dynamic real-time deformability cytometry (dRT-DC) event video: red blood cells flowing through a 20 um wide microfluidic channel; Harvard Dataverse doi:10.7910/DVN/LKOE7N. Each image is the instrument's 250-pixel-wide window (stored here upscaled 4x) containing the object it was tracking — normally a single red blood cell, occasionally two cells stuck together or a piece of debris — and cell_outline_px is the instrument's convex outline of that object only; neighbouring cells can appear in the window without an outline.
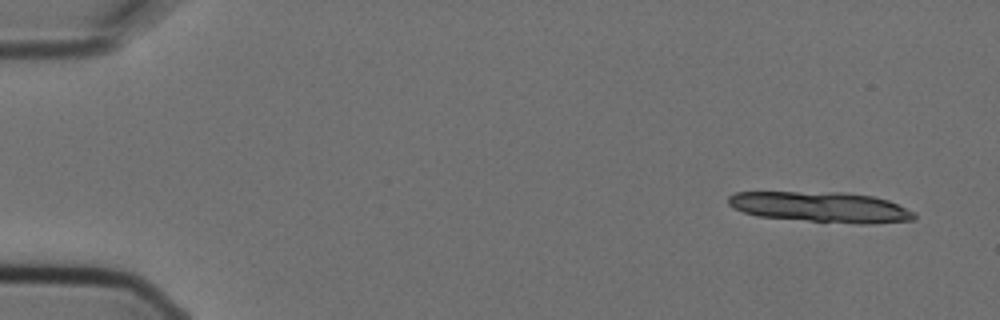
{"species": "Egyptian fruit bat (a non-hibernating species)", "species_latin": "Rousettus aegyptiacus", "temperature_condition": "cold", "stored_images_in_passage": 5, "segment_of_instrument_passage": [1, 2], "camera_frame_rate_fps": 3000, "um_per_image_px": 0.085, "animal": {"sex": "female"}, "frame": {"image": 1, "passage_image": 1, "time_ms": 0.0, "image_size_px": [1000, 320], "cell_outline_px": [[916, 220], [872, 224], [860, 224], [756, 216], [744, 212], [728, 204], [728, 196], [736, 192], [844, 192], [872, 196], [888, 200], [916, 212]], "centroid_in_image_um": [69.84, 17.6], "position_along_channel_um": 15.2, "area_um2": 33.06}}